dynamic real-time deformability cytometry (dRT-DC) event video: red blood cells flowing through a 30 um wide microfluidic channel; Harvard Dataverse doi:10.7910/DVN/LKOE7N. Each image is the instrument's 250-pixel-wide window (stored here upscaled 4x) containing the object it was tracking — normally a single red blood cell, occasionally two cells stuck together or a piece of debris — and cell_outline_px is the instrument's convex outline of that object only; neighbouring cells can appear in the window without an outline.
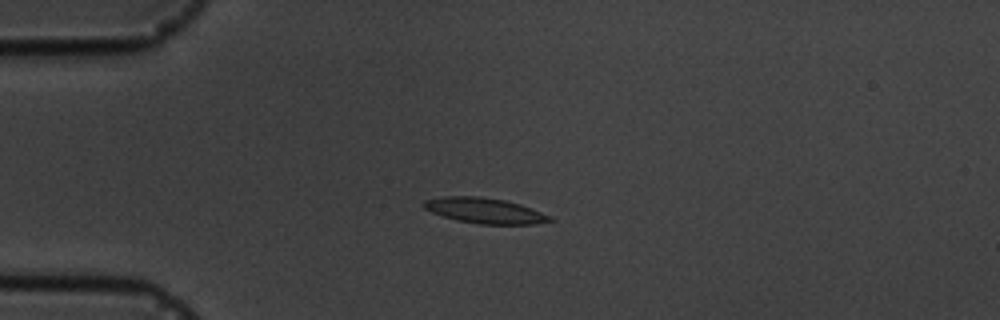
{"species": "common noctule bat (a hibernating species)", "species_latin": "Nyctalus noctula", "temperature_condition": "cold", "stored_images_in_passage": 8, "camera_frame_rate_fps": 3000, "um_per_image_px": 0.085, "animal": {"sex": "male", "body_mass_g": 19.5, "forearm_length_mm": 54.6}, "frame": {"image": 1, "passage_image": 5, "time_ms": 4.667, "image_size_px": [1000, 320], "cell_outline_px": [[556, 220], [536, 224], [480, 224], [456, 220], [432, 212], [424, 208], [420, 204], [424, 200], [440, 196], [480, 196], [504, 200], [520, 204], [532, 208], [552, 216]], "centroid_in_image_um": [41.21, 17.9], "position_along_channel_um": 43.8, "area_um2": 18.9}}
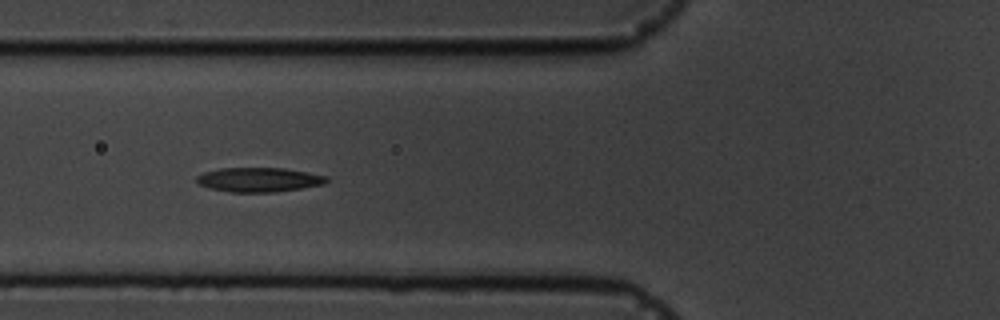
{"frame": {"image": 2, "passage_image": 7, "time_ms": 7.0, "image_size_px": [1000, 320], "cell_outline_px": [[328, 180], [324, 184], [276, 192], [232, 192], [208, 188], [200, 184], [196, 180], [196, 176], [204, 172], [220, 168], [284, 168], [308, 172], [328, 176]], "centroid_in_image_um": [22.01, 15.27], "position_along_channel_um": 103.8, "area_um2": 18.44}}
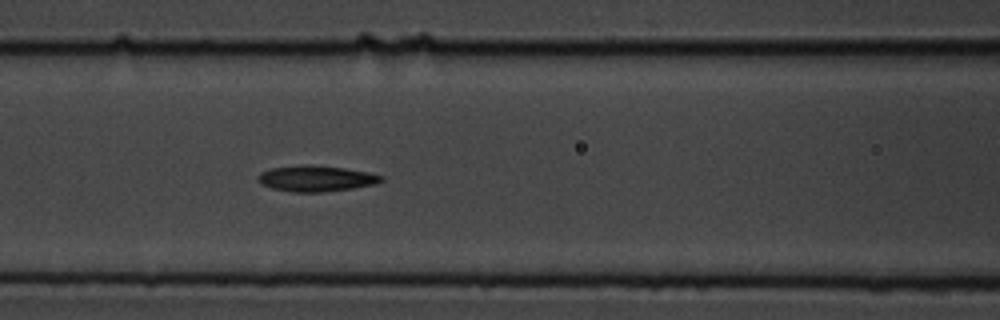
{"frame": {"image": 3, "passage_image": 8, "time_ms": 8.0, "image_size_px": [1000, 320], "cell_outline_px": [[384, 180], [376, 184], [352, 188], [324, 192], [292, 192], [272, 188], [260, 184], [256, 176], [260, 172], [272, 168], [344, 168], [368, 172], [384, 176]], "centroid_in_image_um": [26.9, 15.23], "position_along_channel_um": 139.7, "area_um2": 17.63}}